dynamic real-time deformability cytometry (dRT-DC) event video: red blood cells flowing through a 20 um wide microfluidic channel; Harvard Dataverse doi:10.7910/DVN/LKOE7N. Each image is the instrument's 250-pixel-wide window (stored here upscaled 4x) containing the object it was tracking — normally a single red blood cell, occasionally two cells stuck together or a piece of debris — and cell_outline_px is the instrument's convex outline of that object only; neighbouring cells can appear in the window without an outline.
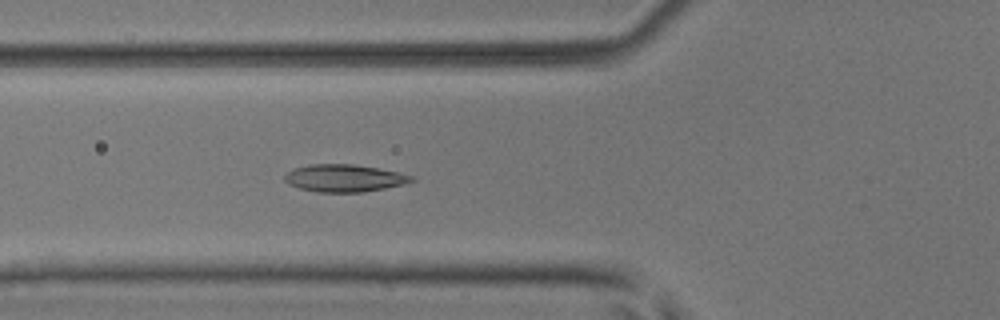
{"species": "common noctule bat (a hibernating species)", "species_latin": "Nyctalus noctula", "temperature_condition": "room temperature", "stored_images_in_passage": 2, "camera_frame_rate_fps": 3000, "um_per_image_px": 0.085, "animal": {"sex": "male", "body_mass_g": 17.9, "forearm_length_mm": 54.2}, "frame": {"image": 1, "passage_image": 2, "time_ms": 0.333, "image_size_px": [1000, 320], "cell_outline_px": [[416, 180], [404, 184], [364, 192], [316, 192], [300, 188], [288, 184], [284, 180], [284, 176], [292, 168], [312, 164], [352, 164], [376, 168], [396, 172], [412, 176]], "centroid_in_image_um": [29.22, 15.14], "position_along_channel_um": 96.6, "area_um2": 20.11}}